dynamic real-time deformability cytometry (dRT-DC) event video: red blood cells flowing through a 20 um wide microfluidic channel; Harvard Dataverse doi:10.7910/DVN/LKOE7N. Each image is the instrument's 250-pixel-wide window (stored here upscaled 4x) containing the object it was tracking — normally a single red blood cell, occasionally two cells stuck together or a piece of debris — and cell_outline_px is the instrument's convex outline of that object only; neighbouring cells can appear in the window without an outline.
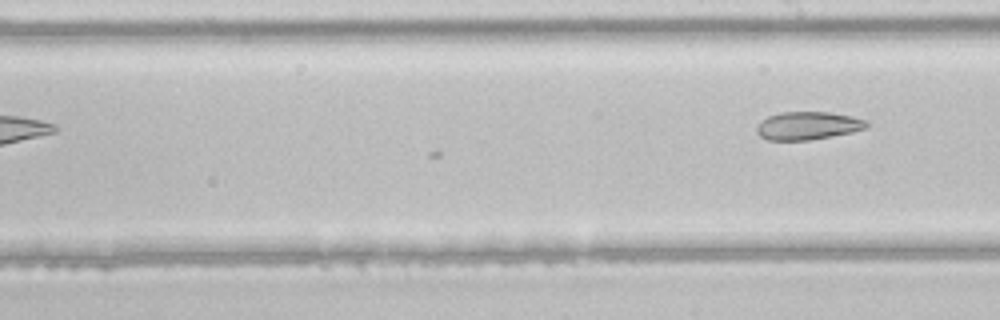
{"species": "common noctule bat (a hibernating species)", "species_latin": "Nyctalus noctula", "temperature_condition": "room temperature", "stored_images_in_passage": 8, "camera_frame_rate_fps": 3000, "um_per_image_px": 0.085, "animal": {"sex": "male", "body_mass_g": 21.5, "forearm_length_mm": 52.0}, "frame": {"image": 1, "passage_image": 8, "time_ms": 2.333, "image_size_px": [1000, 320], "cell_outline_px": [[868, 124], [864, 128], [852, 132], [808, 140], [768, 140], [760, 136], [756, 132], [756, 128], [760, 120], [768, 116], [780, 112], [828, 112], [852, 116], [864, 120]], "centroid_in_image_um": [68.6, 10.68], "position_along_channel_um": 220.4, "area_um2": 17.8}}